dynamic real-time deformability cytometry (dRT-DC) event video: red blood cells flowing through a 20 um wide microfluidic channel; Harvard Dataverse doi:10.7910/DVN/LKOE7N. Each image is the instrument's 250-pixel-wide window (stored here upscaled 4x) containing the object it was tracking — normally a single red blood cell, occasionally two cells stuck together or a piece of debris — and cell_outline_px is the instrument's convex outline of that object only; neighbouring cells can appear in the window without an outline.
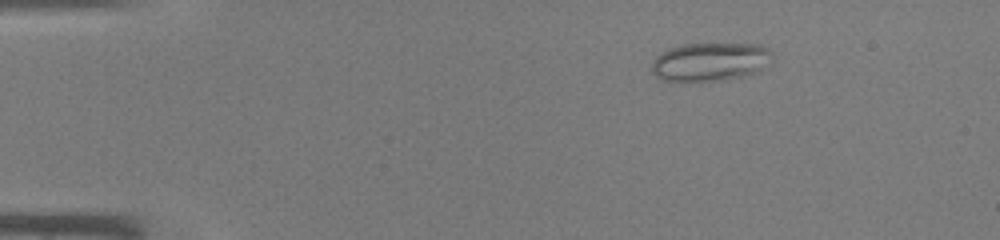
{"species": "common noctule bat (a hibernating species)", "species_latin": "Nyctalus noctula", "temperature_condition": "warm", "stored_images_in_passage": 40, "camera_frame_rate_fps": 3000, "um_per_image_px": 0.085, "animal": {"sex": "male", "body_mass_g": 19.0, "forearm_length_mm": 50.8}, "frame": {"image": 1, "passage_image": 2, "time_ms": 0.333, "image_size_px": [1000, 240], "cell_outline_px": [[772, 64], [760, 72], [724, 80], [660, 80], [652, 72], [652, 60], [660, 52], [684, 44], [760, 44], [768, 48], [772, 52]], "centroid_in_image_um": [60.43, 5.24], "position_along_channel_um": 24.6, "area_um2": 27.22}}
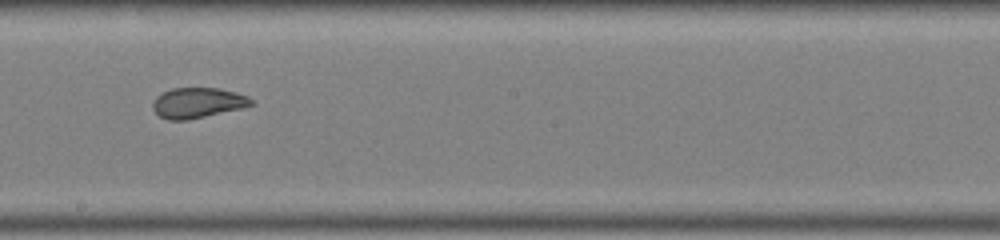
{"frame": {"image": 2, "passage_image": 21, "time_ms": 6.667, "image_size_px": [1000, 240], "cell_outline_px": [[256, 104], [244, 108], [188, 120], [168, 120], [160, 116], [152, 108], [152, 104], [156, 96], [172, 88], [220, 88], [236, 92], [248, 96]], "centroid_in_image_um": [16.84, 8.74], "position_along_channel_um": 231.4, "area_um2": 17.57}}
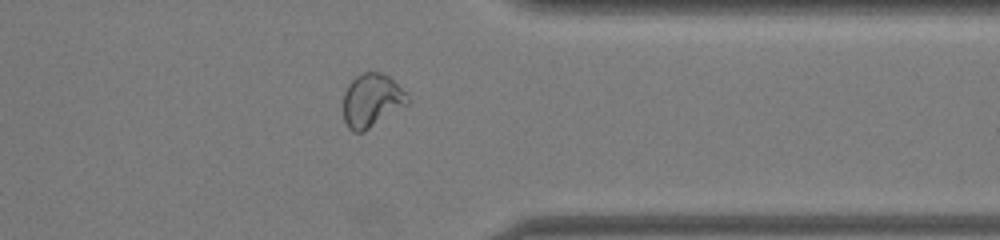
{"frame": {"image": 3, "passage_image": 31, "time_ms": 10.0, "image_size_px": [1000, 240], "cell_outline_px": [[408, 104], [364, 132], [352, 132], [348, 128], [344, 120], [344, 92], [348, 84], [356, 76], [364, 72], [380, 72], [388, 76], [408, 96]], "centroid_in_image_um": [31.57, 8.55], "position_along_channel_um": 379.8, "area_um2": 19.83}}